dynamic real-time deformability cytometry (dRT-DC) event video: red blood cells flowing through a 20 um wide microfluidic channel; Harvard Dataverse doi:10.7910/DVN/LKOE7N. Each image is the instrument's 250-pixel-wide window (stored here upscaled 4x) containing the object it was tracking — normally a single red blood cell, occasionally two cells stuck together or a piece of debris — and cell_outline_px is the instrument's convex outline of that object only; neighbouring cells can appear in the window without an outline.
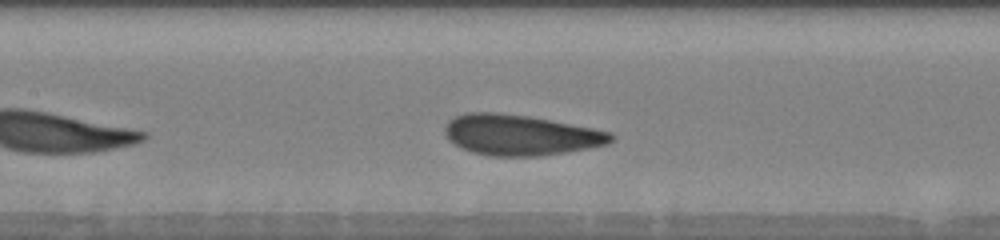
{"species": "human", "species_latin": "Homo sapiens", "temperature_condition": "warm", "stored_images_in_passage": 32, "camera_frame_rate_fps": 3000, "um_per_image_px": 0.085, "donor": {"sex": "male"}, "frame": {"image": 1, "passage_image": 10, "time_ms": 3.0, "image_size_px": [1000, 240], "cell_outline_px": [[616, 136], [608, 144], [588, 148], [540, 156], [488, 156], [472, 152], [460, 148], [448, 140], [444, 132], [444, 128], [448, 120], [464, 112], [496, 112], [528, 116], [592, 128], [612, 132]], "centroid_in_image_um": [44.19, 11.47], "position_along_channel_um": 163.2, "area_um2": 39.42}}
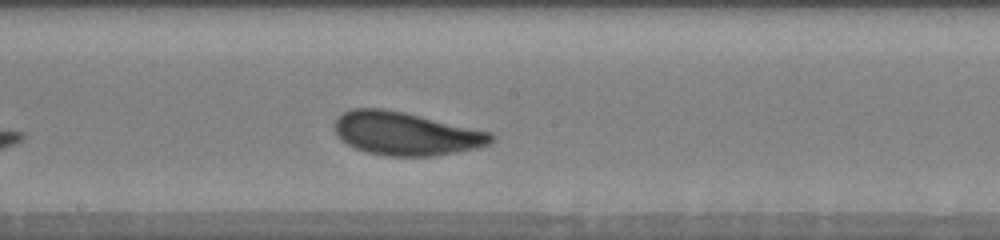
{"frame": {"image": 2, "passage_image": 14, "time_ms": 4.333, "image_size_px": [1000, 240], "cell_outline_px": [[492, 140], [488, 144], [476, 148], [432, 156], [384, 156], [368, 152], [356, 148], [348, 144], [336, 132], [336, 120], [344, 112], [352, 108], [384, 108], [404, 112], [488, 132], [492, 136]], "centroid_in_image_um": [34.46, 11.35], "position_along_channel_um": 213.7, "area_um2": 38.55}, "authors_computed_cell_mechanics": {"area_um2": 38.2925, "velocity_mm_per_s": 3.8123, "shape_relaxation_time_tau1_ms": 2.6777, "shape_relaxation_time_tau2_ms": 0.7293, "deformation_change_tau1": 0.1234, "deformation_change_tau2": 0.0773}}